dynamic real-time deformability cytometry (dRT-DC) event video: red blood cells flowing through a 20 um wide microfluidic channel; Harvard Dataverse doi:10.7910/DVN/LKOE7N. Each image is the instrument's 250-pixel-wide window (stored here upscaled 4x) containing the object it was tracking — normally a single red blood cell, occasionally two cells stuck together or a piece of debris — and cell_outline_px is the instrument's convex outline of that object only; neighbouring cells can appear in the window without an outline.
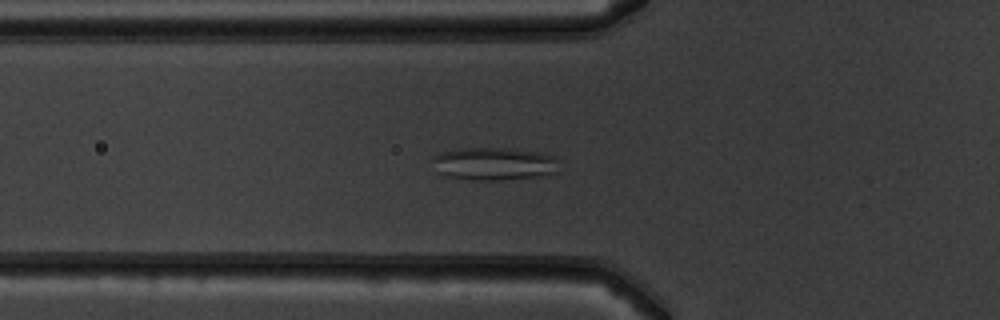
{"species": "common noctule bat (a hibernating species)", "species_latin": "Nyctalus noctula", "temperature_condition": "warm", "stored_images_in_passage": 48, "camera_frame_rate_fps": 3000, "um_per_image_px": 0.085, "animal": {"sex": "male", "body_mass_g": 19.5, "forearm_length_mm": 54.6}, "frame": {"image": 1, "passage_image": 15, "time_ms": 4.667, "image_size_px": [1000, 320], "cell_outline_px": [[556, 172], [540, 176], [504, 180], [472, 180], [448, 176], [436, 172], [432, 160], [432, 156], [440, 152], [456, 148], [504, 148], [540, 152], [556, 156]], "centroid_in_image_um": [41.94, 13.91], "position_along_channel_um": 83.9, "area_um2": 24.39}}
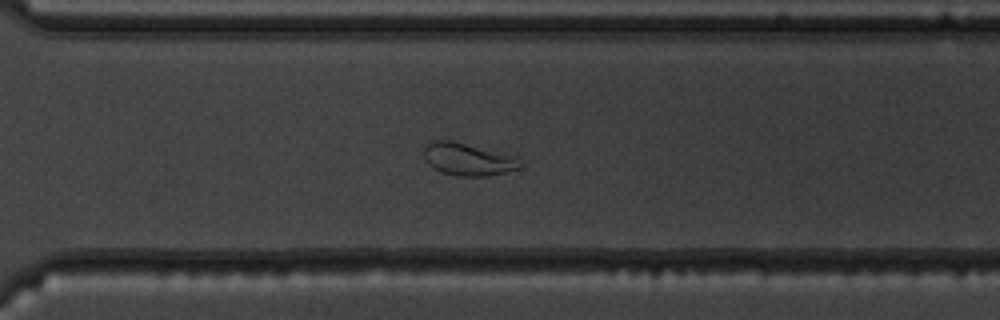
{"frame": {"image": 2, "passage_image": 34, "time_ms": 11.0, "image_size_px": [1000, 320], "cell_outline_px": [[524, 164], [520, 168], [488, 176], [456, 176], [440, 172], [432, 168], [428, 164], [424, 156], [424, 148], [428, 140], [452, 140], [516, 156]], "centroid_in_image_um": [39.76, 13.53], "position_along_channel_um": 330.8, "area_um2": 18.5}}
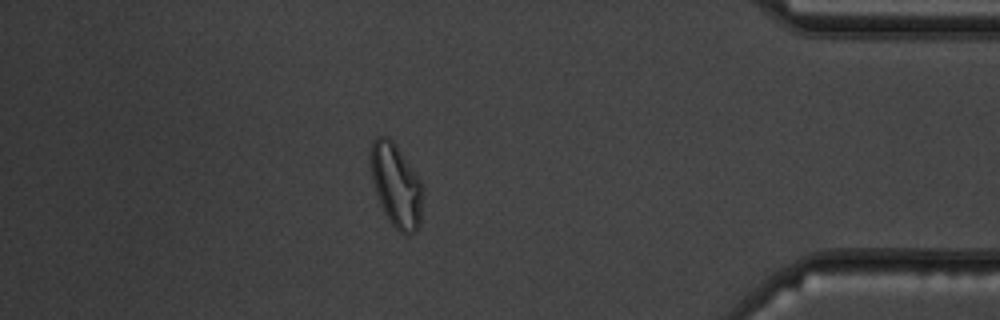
{"frame": {"image": 3, "passage_image": 42, "time_ms": 13.667, "image_size_px": [1000, 320], "cell_outline_px": [[424, 192], [420, 224], [416, 232], [408, 236], [404, 236], [392, 224], [384, 212], [380, 204], [372, 180], [368, 156], [372, 140], [376, 136], [388, 136], [396, 144], [424, 184]], "centroid_in_image_um": [33.69, 15.74], "position_along_channel_um": 401.5, "area_um2": 26.13}, "authors_computed_cell_mechanics": {"area_um2": 23.8425, "velocity_mm_per_s": 3.8934, "shape_relaxation_time_tau1_ms": null, "shape_relaxation_time_tau2_ms": 1.1148, "deformation_change_tau1": null, "deformation_change_tau2": 0.0694}}